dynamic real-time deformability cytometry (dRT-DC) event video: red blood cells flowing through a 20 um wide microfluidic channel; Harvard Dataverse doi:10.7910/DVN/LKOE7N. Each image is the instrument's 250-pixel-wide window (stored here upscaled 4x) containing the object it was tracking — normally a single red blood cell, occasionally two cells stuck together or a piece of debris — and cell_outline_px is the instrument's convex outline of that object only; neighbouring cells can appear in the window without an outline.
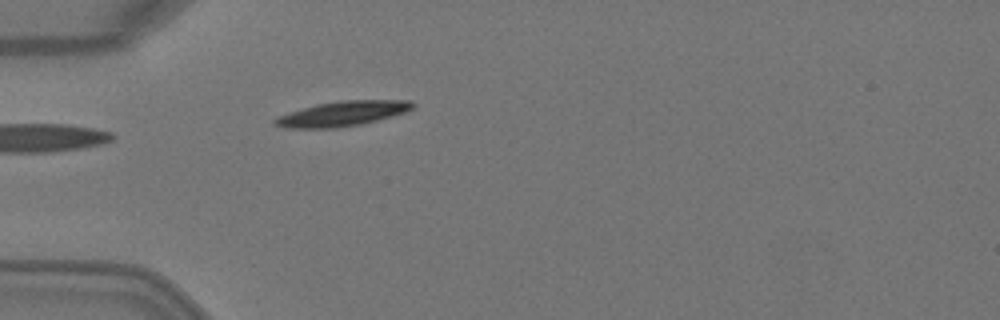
{"species": "Egyptian fruit bat (a non-hibernating species)", "species_latin": "Rousettus aegyptiacus", "temperature_condition": "warm", "stored_images_in_passage": 5, "camera_frame_rate_fps": 3000, "um_per_image_px": 0.085, "animal": {"sex": "female"}, "frame": {"image": 1, "passage_image": 5, "time_ms": 1.333, "image_size_px": [1000, 320], "cell_outline_px": [[416, 104], [408, 112], [360, 124], [336, 128], [284, 128], [272, 124], [272, 120], [276, 116], [316, 104], [340, 100], [412, 100]], "centroid_in_image_um": [29.09, 9.66], "position_along_channel_um": 55.9, "area_um2": 20.17}}